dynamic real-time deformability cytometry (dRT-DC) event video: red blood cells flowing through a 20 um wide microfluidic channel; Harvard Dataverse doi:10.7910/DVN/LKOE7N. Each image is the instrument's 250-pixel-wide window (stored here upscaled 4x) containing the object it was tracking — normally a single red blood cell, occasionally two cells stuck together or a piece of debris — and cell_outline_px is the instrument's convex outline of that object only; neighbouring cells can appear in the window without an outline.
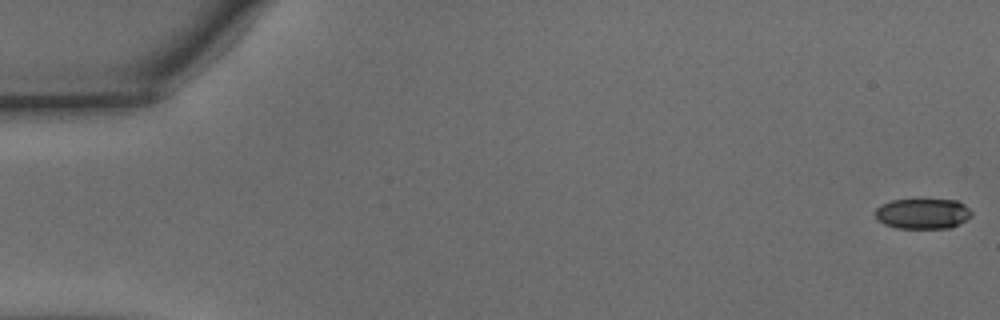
{"species": "common noctule bat (a hibernating species)", "species_latin": "Nyctalus noctula", "temperature_condition": "warm", "stored_images_in_passage": 55, "camera_frame_rate_fps": 3000, "um_per_image_px": 0.085, "animal": {"sex": "male", "body_mass_g": 15.6}, "frame": {"image": 1, "passage_image": 1, "time_ms": 0.0, "image_size_px": [1000, 320], "cell_outline_px": [[972, 216], [948, 228], [896, 228], [884, 224], [876, 220], [876, 208], [880, 204], [892, 200], [916, 196], [920, 196], [956, 200], [964, 204], [972, 212]], "centroid_in_image_um": [78.39, 18.09], "position_along_channel_um": 6.6, "area_um2": 17.92}}
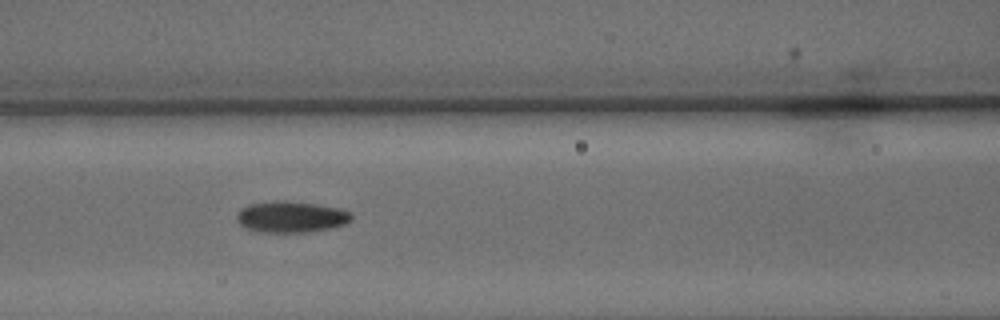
{"frame": {"image": 2, "passage_image": 24, "time_ms": 7.667, "image_size_px": [1000, 320], "cell_outline_px": [[352, 216], [344, 224], [328, 228], [304, 232], [264, 232], [248, 228], [240, 224], [236, 220], [236, 216], [240, 208], [248, 204], [276, 200], [284, 200], [316, 204], [340, 208], [348, 212]], "centroid_in_image_um": [24.68, 18.41], "position_along_channel_um": 141.9, "area_um2": 20.63}}
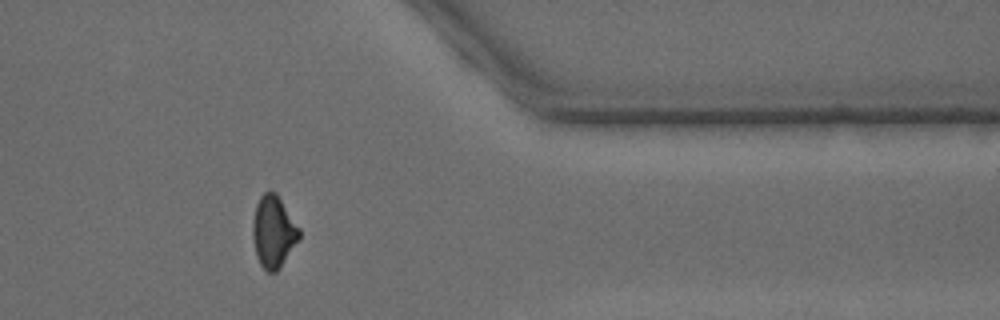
{"frame": {"image": 3, "passage_image": 45, "time_ms": 14.667, "image_size_px": [1000, 320], "cell_outline_px": [[300, 240], [276, 272], [268, 272], [260, 264], [256, 256], [252, 236], [252, 220], [256, 204], [260, 196], [264, 192], [276, 192], [300, 228]], "centroid_in_image_um": [23.24, 19.69], "position_along_channel_um": 388.2, "area_um2": 19.65}, "authors_computed_cell_mechanics": {"area_um2": 19.3052, "velocity_mm_per_s": 3.7458, "shape_relaxation_time_tau1_ms": 4.9448, "shape_relaxation_time_tau2_ms": 2.8986, "deformation_change_tau1": 0.1354, "deformation_change_tau2": 0.0808}}